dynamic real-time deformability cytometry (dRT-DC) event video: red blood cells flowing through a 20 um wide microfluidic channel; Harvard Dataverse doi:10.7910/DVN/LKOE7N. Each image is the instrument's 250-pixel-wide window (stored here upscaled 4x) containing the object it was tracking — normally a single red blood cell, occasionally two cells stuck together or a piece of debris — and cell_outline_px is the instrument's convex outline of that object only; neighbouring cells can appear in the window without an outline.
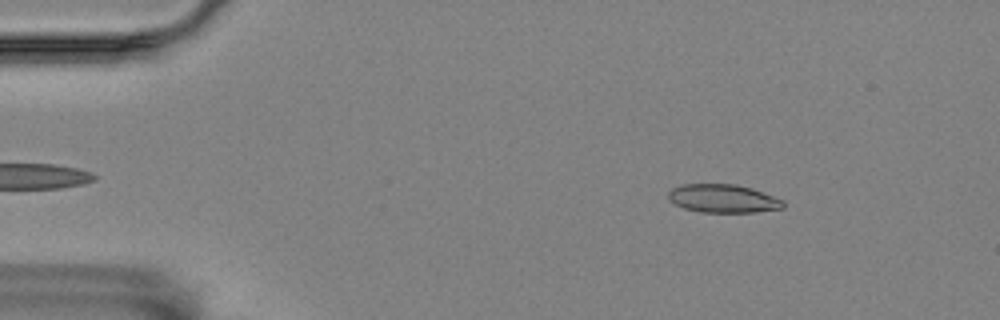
{"species": "Egyptian fruit bat (a non-hibernating species)", "species_latin": "Rousettus aegyptiacus", "temperature_condition": "room temperature", "stored_images_in_passage": 55, "camera_frame_rate_fps": 3000, "um_per_image_px": 0.085, "animal": {"sex": "female"}, "frame": {"image": 1, "passage_image": 6, "time_ms": 1.667, "image_size_px": [1000, 320], "cell_outline_px": [[784, 208], [752, 212], [700, 212], [684, 208], [668, 200], [668, 192], [672, 188], [680, 184], [736, 184], [752, 188], [784, 200]], "centroid_in_image_um": [61.44, 16.87], "position_along_channel_um": 23.6, "area_um2": 19.02}}
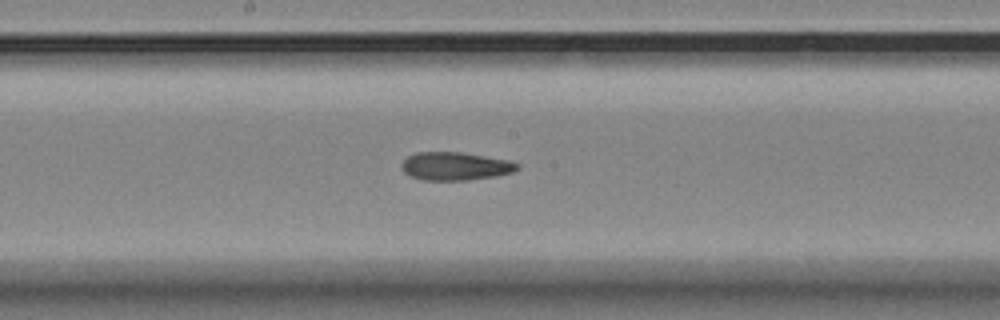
{"frame": {"image": 2, "passage_image": 28, "time_ms": 9.0, "image_size_px": [1000, 320], "cell_outline_px": [[520, 168], [512, 172], [496, 176], [468, 180], [420, 180], [404, 172], [400, 168], [400, 164], [408, 156], [416, 152], [460, 152], [508, 160], [520, 164]], "centroid_in_image_um": [38.68, 14.13], "position_along_channel_um": 209.5, "area_um2": 19.02}}
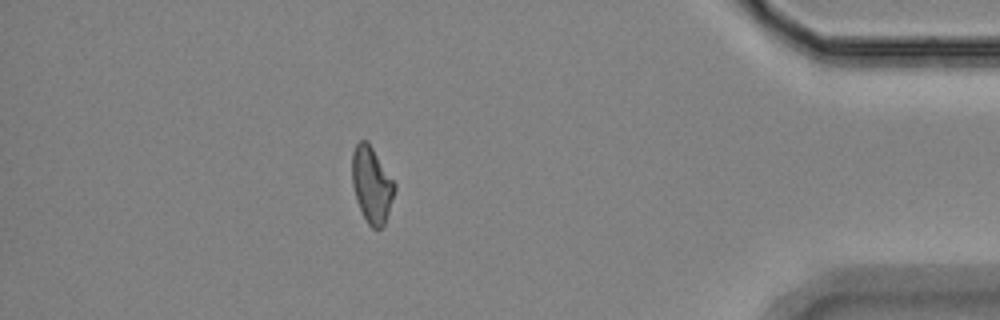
{"frame": {"image": 3, "passage_image": 48, "time_ms": 15.667, "image_size_px": [1000, 320], "cell_outline_px": [[396, 188], [384, 224], [380, 228], [372, 228], [368, 224], [356, 200], [352, 184], [352, 152], [356, 144], [360, 140], [368, 140], [396, 184]], "centroid_in_image_um": [31.59, 15.66], "position_along_channel_um": 403.6, "area_um2": 18.79}, "authors_computed_cell_mechanics": {"area_um2": 19.3052, "velocity_mm_per_s": 3.5156, "shape_relaxation_time_tau1_ms": null, "shape_relaxation_time_tau2_ms": 3.9312, "deformation_change_tau1": null, "deformation_change_tau2": 0.1259}}